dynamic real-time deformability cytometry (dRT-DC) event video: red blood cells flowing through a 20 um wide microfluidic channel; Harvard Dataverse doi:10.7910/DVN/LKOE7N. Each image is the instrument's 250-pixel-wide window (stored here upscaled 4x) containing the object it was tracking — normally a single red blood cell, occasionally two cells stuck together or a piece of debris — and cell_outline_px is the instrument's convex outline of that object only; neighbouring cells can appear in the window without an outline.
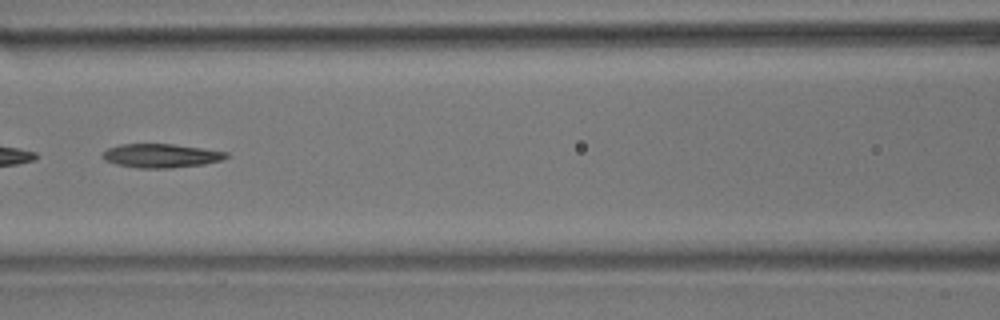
{"species": "common noctule bat (a hibernating species)", "species_latin": "Nyctalus noctula", "temperature_condition": "room temperature", "stored_images_in_passage": 53, "camera_frame_rate_fps": 3000, "um_per_image_px": 0.085, "animal": {"sex": "male", "body_mass_g": 17.9}, "frame": {"image": 1, "passage_image": 23, "time_ms": 7.333, "image_size_px": [1000, 320], "cell_outline_px": [[228, 156], [220, 160], [204, 164], [168, 168], [136, 168], [116, 164], [104, 160], [100, 156], [108, 148], [120, 144], [172, 144], [228, 152]], "centroid_in_image_um": [13.63, 13.24], "position_along_channel_um": 153.0, "area_um2": 17.05}, "authors_computed_cell_mechanics": {"area_um2": 17.3978, "velocity_mm_per_s": 3.6987, "shape_relaxation_time_tau1_ms": null, "shape_relaxation_time_tau2_ms": 9.3302, "deformation_change_tau1": null, "deformation_change_tau2": 0.2462}}